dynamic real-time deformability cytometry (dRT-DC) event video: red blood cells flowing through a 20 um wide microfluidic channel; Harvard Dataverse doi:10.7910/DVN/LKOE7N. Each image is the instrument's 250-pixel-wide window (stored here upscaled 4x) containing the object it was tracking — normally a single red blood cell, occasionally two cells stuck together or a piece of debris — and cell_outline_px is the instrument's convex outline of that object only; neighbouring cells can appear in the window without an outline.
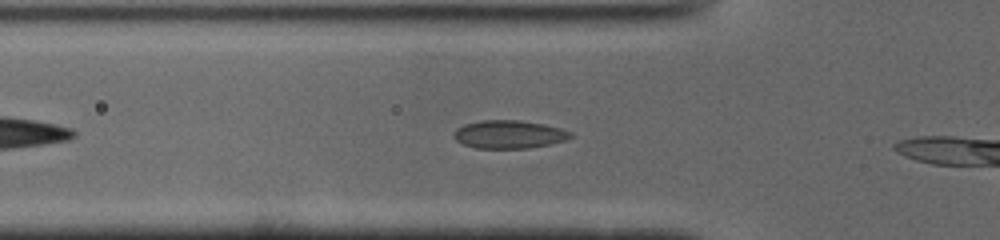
{"species": "common noctule bat (a hibernating species)", "species_latin": "Nyctalus noctula", "temperature_condition": "cold", "stored_images_in_passage": 12, "camera_frame_rate_fps": 3000, "um_per_image_px": 0.085, "animal": {"sex": "male", "body_mass_g": 19.0, "forearm_length_mm": 50.8}, "frame": {"image": 1, "passage_image": 7, "time_ms": 2.0, "image_size_px": [1000, 240], "cell_outline_px": [[572, 136], [564, 140], [548, 144], [528, 148], [476, 148], [464, 144], [456, 140], [452, 136], [452, 132], [456, 128], [464, 124], [480, 120], [520, 120], [544, 124], [560, 128], [572, 132]], "centroid_in_image_um": [43.22, 11.41], "position_along_channel_um": 82.6, "area_um2": 19.13}}
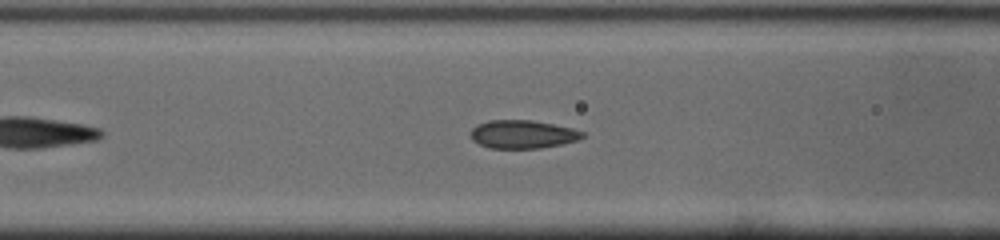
{"frame": {"image": 2, "passage_image": 10, "time_ms": 3.0, "image_size_px": [1000, 240], "cell_outline_px": [[584, 136], [576, 140], [560, 144], [540, 148], [488, 148], [472, 140], [472, 128], [476, 124], [488, 120], [532, 120], [572, 128], [584, 132]], "centroid_in_image_um": [44.4, 11.41], "position_along_channel_um": 122.2, "area_um2": 18.26}}